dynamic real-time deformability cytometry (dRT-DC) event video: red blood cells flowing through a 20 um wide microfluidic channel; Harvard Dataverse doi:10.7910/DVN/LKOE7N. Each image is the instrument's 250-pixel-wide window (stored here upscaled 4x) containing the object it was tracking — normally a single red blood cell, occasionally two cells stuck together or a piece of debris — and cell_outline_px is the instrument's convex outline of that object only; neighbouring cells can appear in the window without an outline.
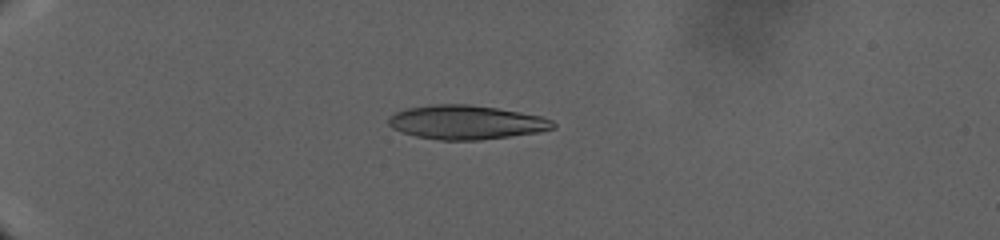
{"species": "human", "species_latin": "Homo sapiens", "temperature_condition": "warm", "stored_images_in_passage": 44, "camera_frame_rate_fps": 3000, "um_per_image_px": 0.085, "donor": {"sex": "male"}, "frame": {"image": 1, "passage_image": 15, "time_ms": 13.0, "image_size_px": [1000, 240], "cell_outline_px": [[556, 128], [540, 132], [480, 140], [440, 140], [416, 136], [400, 132], [392, 128], [388, 124], [388, 116], [404, 108], [428, 104], [468, 104], [496, 108], [520, 112], [540, 116], [552, 120], [556, 124]], "centroid_in_image_um": [39.6, 10.39], "position_along_channel_um": 45.4, "area_um2": 32.89}}
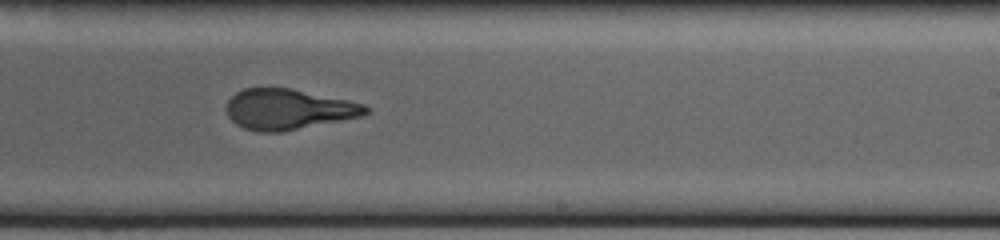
{"frame": {"image": 2, "passage_image": 30, "time_ms": 28.667, "image_size_px": [1000, 240], "cell_outline_px": [[372, 108], [364, 116], [280, 132], [256, 132], [244, 128], [236, 124], [228, 116], [228, 100], [236, 92], [244, 88], [288, 88], [368, 104]], "centroid_in_image_um": [24.56, 9.29], "position_along_channel_um": 264.4, "area_um2": 32.83}}
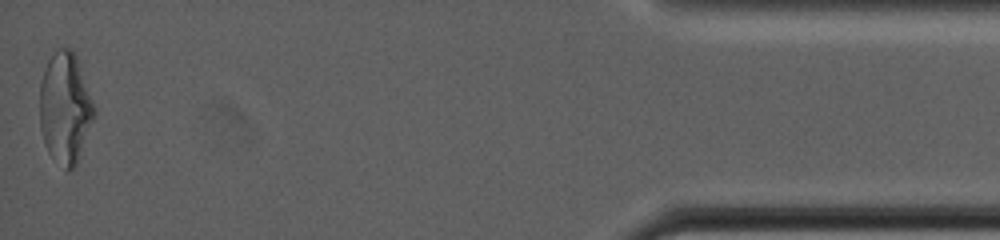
{"frame": {"image": 3, "passage_image": 44, "time_ms": 41.667, "image_size_px": [1000, 240], "cell_outline_px": [[96, 112], [76, 168], [64, 168], [48, 152], [44, 144], [40, 128], [40, 84], [44, 68], [48, 60], [56, 48], [72, 48], [76, 52], [96, 108]], "centroid_in_image_um": [5.55, 9.14], "position_along_channel_um": 429.6, "area_um2": 35.78}}